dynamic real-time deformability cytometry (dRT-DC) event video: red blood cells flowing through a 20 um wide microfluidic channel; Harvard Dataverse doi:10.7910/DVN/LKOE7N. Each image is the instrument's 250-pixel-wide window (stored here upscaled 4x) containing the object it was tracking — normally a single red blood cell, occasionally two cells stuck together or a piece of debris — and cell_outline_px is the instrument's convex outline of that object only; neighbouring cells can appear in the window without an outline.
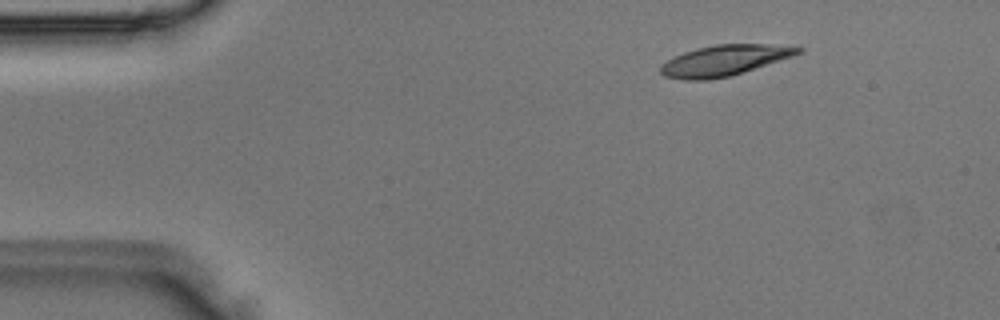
{"species": "Egyptian fruit bat (a non-hibernating species)", "species_latin": "Rousettus aegyptiacus", "temperature_condition": "room temperature", "stored_images_in_passage": 43, "camera_frame_rate_fps": 3000, "um_per_image_px": 0.085, "animal": {"sex": "male"}, "frame": {"image": 1, "passage_image": 1, "time_ms": 0.0, "image_size_px": [1000, 320], "cell_outline_px": [[804, 52], [792, 56], [728, 76], [708, 80], [684, 80], [664, 76], [660, 72], [660, 64], [684, 52], [696, 48], [716, 44], [768, 44], [804, 48]], "centroid_in_image_um": [61.53, 5.13], "position_along_channel_um": 23.5, "area_um2": 24.22}}
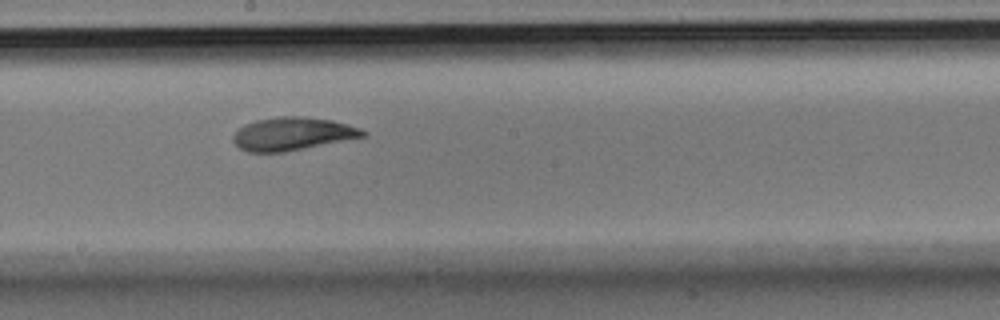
{"frame": {"image": 2, "passage_image": 21, "time_ms": 6.667, "image_size_px": [1000, 320], "cell_outline_px": [[368, 136], [284, 152], [248, 152], [240, 148], [232, 140], [232, 136], [244, 124], [256, 120], [280, 116], [304, 116], [332, 120], [348, 124], [360, 128], [368, 132]], "centroid_in_image_um": [24.89, 11.37], "position_along_channel_um": 223.3, "area_um2": 25.09}}
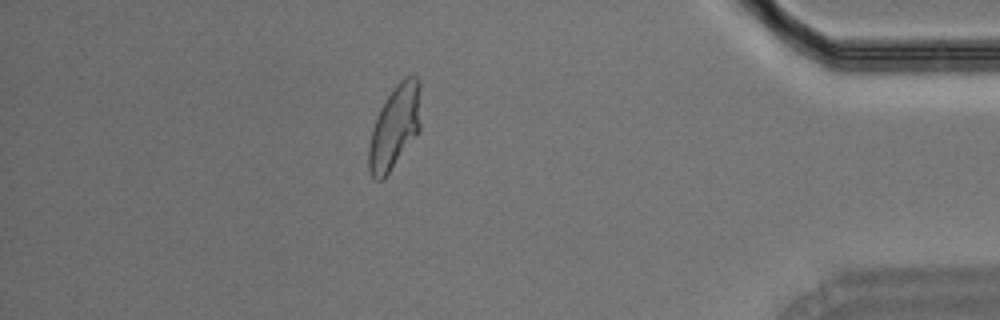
{"frame": {"image": 3, "passage_image": 37, "time_ms": 12.0, "image_size_px": [1000, 320], "cell_outline_px": [[420, 132], [384, 180], [376, 180], [372, 176], [368, 168], [368, 148], [372, 128], [376, 116], [380, 108], [396, 84], [404, 76], [412, 72], [420, 80]], "centroid_in_image_um": [33.57, 10.79], "position_along_channel_um": 401.6, "area_um2": 25.95}}